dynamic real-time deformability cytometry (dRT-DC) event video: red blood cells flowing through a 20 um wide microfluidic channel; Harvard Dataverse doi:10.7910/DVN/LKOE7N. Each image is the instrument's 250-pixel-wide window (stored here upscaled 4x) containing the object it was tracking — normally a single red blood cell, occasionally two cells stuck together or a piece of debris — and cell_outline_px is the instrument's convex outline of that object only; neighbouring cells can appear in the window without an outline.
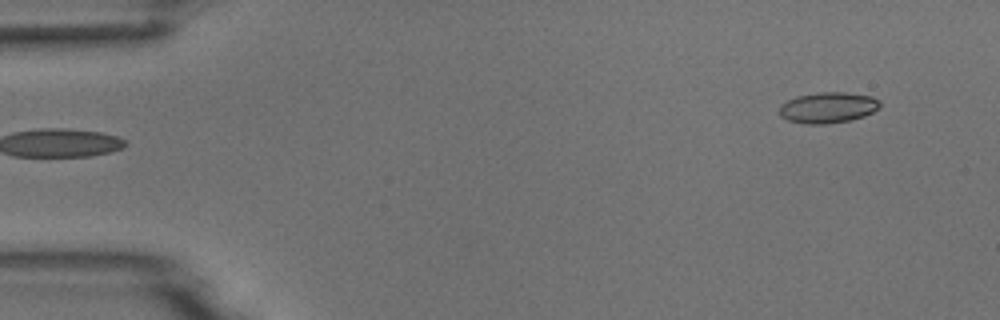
{"species": "common noctule bat (a hibernating species)", "species_latin": "Nyctalus noctula", "temperature_condition": "room temperature", "stored_images_in_passage": 5, "segment_of_instrument_passage": [2, 2], "camera_frame_rate_fps": 3000, "um_per_image_px": 0.085, "animal": {"sex": "male", "body_mass_g": 18.8}, "frame": {"image": 1, "passage_image": 5, "time_ms": 4.333, "image_size_px": [1000, 320], "cell_outline_px": [[880, 108], [864, 116], [848, 120], [824, 124], [804, 124], [788, 120], [780, 116], [780, 104], [796, 96], [820, 92], [844, 92], [872, 96], [880, 100]], "centroid_in_image_um": [70.37, 9.14], "position_along_channel_um": 14.6, "area_um2": 18.09}}